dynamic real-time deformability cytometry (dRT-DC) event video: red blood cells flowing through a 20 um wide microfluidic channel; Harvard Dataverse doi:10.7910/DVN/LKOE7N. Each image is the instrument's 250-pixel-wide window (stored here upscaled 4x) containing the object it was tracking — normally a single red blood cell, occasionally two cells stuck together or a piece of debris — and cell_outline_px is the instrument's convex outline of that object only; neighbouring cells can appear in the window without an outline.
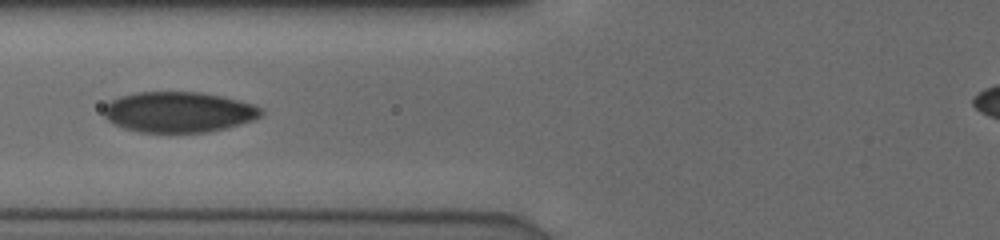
{"species": "human", "species_latin": "Homo sapiens", "temperature_condition": "cold", "stored_images_in_passage": 5, "camera_frame_rate_fps": 3000, "um_per_image_px": 0.085, "donor": {"sex": "male"}, "frame": {"image": 1, "passage_image": 4, "time_ms": 1.0, "image_size_px": [1000, 240], "cell_outline_px": [[264, 112], [260, 116], [252, 120], [224, 128], [208, 132], [136, 132], [124, 128], [108, 120], [104, 116], [104, 108], [112, 100], [120, 96], [140, 92], [200, 92], [240, 100], [252, 104], [260, 108]], "centroid_in_image_um": [15.17, 9.52], "position_along_channel_um": 110.6, "area_um2": 36.88}}